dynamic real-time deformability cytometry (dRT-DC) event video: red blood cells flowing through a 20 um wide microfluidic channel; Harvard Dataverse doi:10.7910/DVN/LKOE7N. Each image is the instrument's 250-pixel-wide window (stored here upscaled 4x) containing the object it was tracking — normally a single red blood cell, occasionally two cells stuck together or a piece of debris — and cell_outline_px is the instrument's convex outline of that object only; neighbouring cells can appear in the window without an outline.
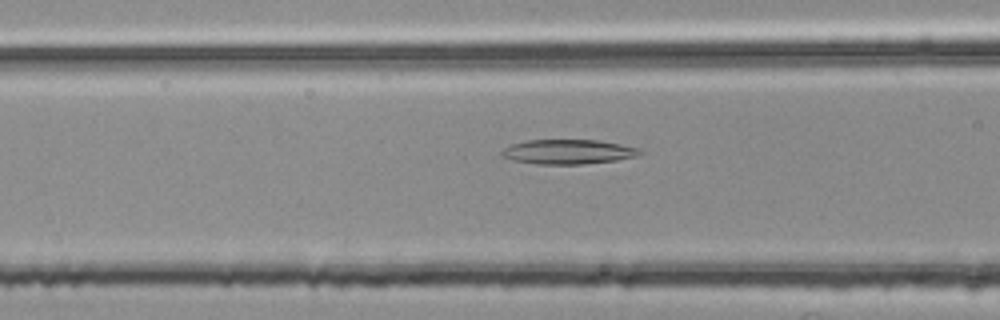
{"species": "common noctule bat (a hibernating species)", "species_latin": "Nyctalus noctula", "temperature_condition": "room temperature", "stored_images_in_passage": 35, "camera_frame_rate_fps": 3000, "um_per_image_px": 0.085, "animal": {"sex": "female", "body_mass_g": 25.1}, "frame": {"image": 1, "passage_image": 9, "time_ms": 2.667, "image_size_px": [1000, 320], "cell_outline_px": [[644, 152], [636, 156], [616, 160], [584, 164], [536, 164], [512, 160], [504, 156], [500, 152], [504, 148], [512, 144], [528, 140], [600, 140], [640, 148]], "centroid_in_image_um": [48.32, 12.9], "position_along_channel_um": 118.3, "area_um2": 19.77}}
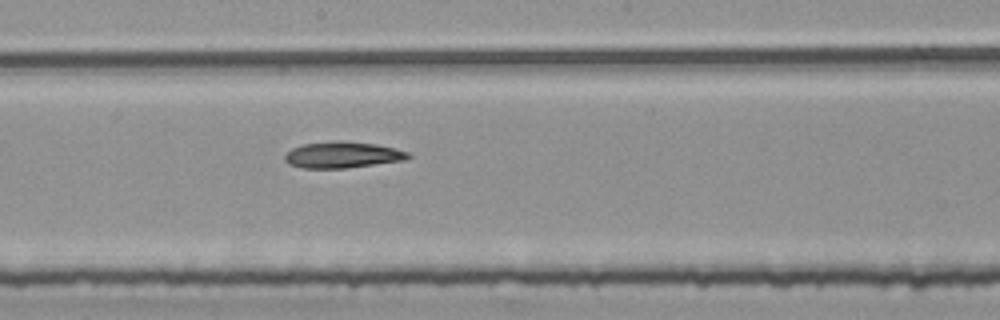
{"frame": {"image": 2, "passage_image": 17, "time_ms": 5.333, "image_size_px": [1000, 320], "cell_outline_px": [[412, 156], [404, 160], [344, 168], [304, 168], [288, 164], [284, 160], [284, 156], [292, 148], [304, 144], [336, 140], [376, 144], [396, 148], [408, 152]], "centroid_in_image_um": [29.11, 13.16], "position_along_channel_um": 219.1, "area_um2": 18.79}}
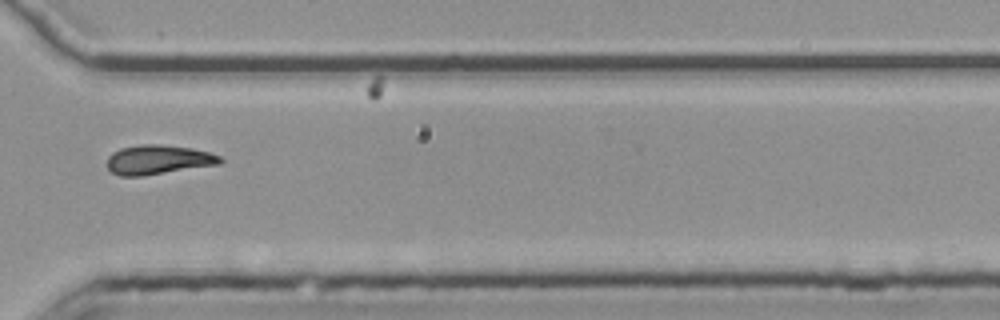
{"frame": {"image": 3, "passage_image": 28, "time_ms": 9.0, "image_size_px": [1000, 320], "cell_outline_px": [[224, 160], [220, 164], [140, 176], [120, 176], [112, 172], [108, 168], [108, 156], [112, 152], [120, 148], [140, 144], [160, 144], [192, 148], [208, 152], [220, 156]], "centroid_in_image_um": [13.44, 13.56], "position_along_channel_um": 357.2, "area_um2": 19.31}}